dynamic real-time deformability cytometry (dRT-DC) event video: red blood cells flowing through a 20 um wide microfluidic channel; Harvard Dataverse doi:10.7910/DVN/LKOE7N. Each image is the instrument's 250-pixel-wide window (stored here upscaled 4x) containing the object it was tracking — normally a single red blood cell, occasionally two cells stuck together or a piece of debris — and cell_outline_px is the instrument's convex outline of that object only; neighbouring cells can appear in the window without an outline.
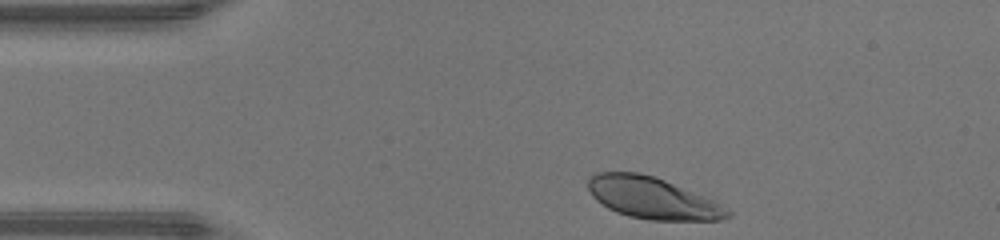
{"species": "human", "species_latin": "Homo sapiens", "temperature_condition": "warm", "stored_images_in_passage": 31, "camera_frame_rate_fps": 3000, "um_per_image_px": 0.085, "donor": {"sex": "male"}, "frame": {"image": 1, "passage_image": 1, "time_ms": 0.0, "image_size_px": [1000, 240], "cell_outline_px": [[732, 212], [728, 216], [720, 220], [648, 220], [628, 216], [616, 212], [608, 208], [596, 200], [592, 196], [588, 188], [588, 176], [596, 172], [640, 172], [664, 180], [704, 196], [712, 200]], "centroid_in_image_um": [55.39, 16.83], "position_along_channel_um": 29.6, "area_um2": 33.58}}
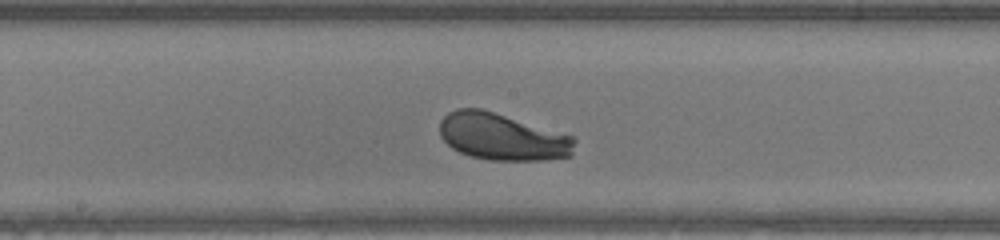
{"frame": {"image": 2, "passage_image": 17, "time_ms": 5.333, "image_size_px": [1000, 240], "cell_outline_px": [[576, 140], [572, 156], [548, 160], [492, 160], [472, 156], [460, 152], [452, 148], [440, 136], [440, 120], [448, 112], [456, 108], [480, 108], [576, 136]], "centroid_in_image_um": [42.73, 11.62], "position_along_channel_um": 205.5, "area_um2": 37.17}}
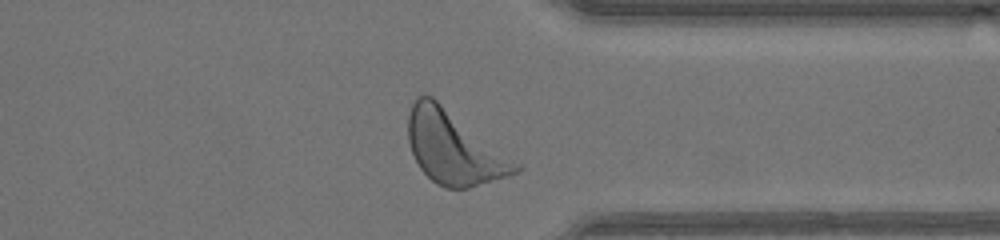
{"frame": {"image": 3, "passage_image": 29, "time_ms": 9.333, "image_size_px": [1000, 240], "cell_outline_px": [[524, 168], [520, 172], [468, 188], [444, 188], [436, 184], [420, 168], [412, 152], [408, 140], [408, 116], [412, 104], [416, 96], [424, 92], [432, 96], [520, 164]], "centroid_in_image_um": [38.56, 12.55], "position_along_channel_um": 372.8, "area_um2": 45.32}, "authors_computed_cell_mechanics": {"area_um2": 36.8764, "velocity_mm_per_s": 4.3062, "shape_relaxation_time_tau1_ms": 1.4128, "shape_relaxation_time_tau2_ms": null, "deformation_change_tau1": 0.1349, "deformation_change_tau2": null}}